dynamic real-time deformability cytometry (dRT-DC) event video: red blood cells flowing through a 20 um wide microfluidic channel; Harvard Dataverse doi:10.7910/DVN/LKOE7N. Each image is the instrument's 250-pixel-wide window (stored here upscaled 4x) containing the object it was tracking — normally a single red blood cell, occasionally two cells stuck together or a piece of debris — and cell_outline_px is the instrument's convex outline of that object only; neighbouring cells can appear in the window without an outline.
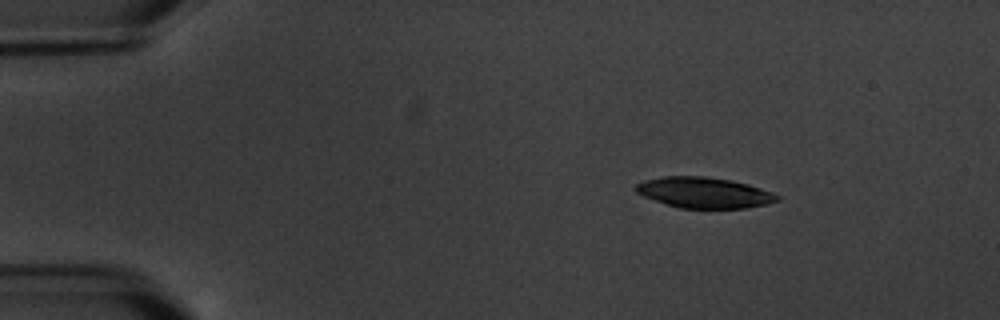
{"species": "common noctule bat (a hibernating species)", "species_latin": "Nyctalus noctula", "temperature_condition": "warm", "stored_images_in_passage": 5, "camera_frame_rate_fps": 3000, "um_per_image_px": 0.085, "animal": {"sex": "male", "body_mass_g": 20.1, "forearm_length_mm": 53.5}, "frame": {"image": 1, "passage_image": 2, "time_ms": 1.0, "image_size_px": [1000, 320], "cell_outline_px": [[780, 200], [764, 204], [744, 208], [680, 208], [644, 196], [636, 192], [636, 184], [644, 180], [664, 176], [708, 176], [732, 180], [748, 184], [772, 192], [780, 196]], "centroid_in_image_um": [59.87, 16.36], "position_along_channel_um": 25.1, "area_um2": 25.14}}
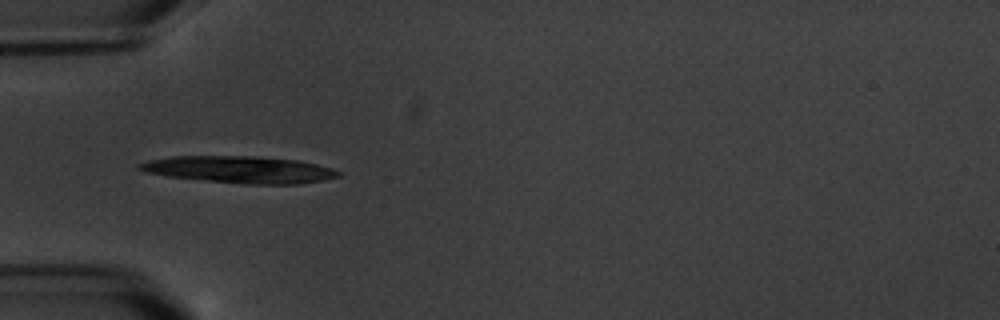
{"frame": {"image": 2, "passage_image": 4, "time_ms": 4.333, "image_size_px": [1000, 320], "cell_outline_px": [[340, 176], [324, 180], [300, 184], [248, 184], [168, 176], [144, 172], [136, 168], [136, 164], [148, 160], [172, 156], [256, 156], [300, 160], [332, 168], [340, 172]], "centroid_in_image_um": [20.37, 14.4], "position_along_channel_um": 64.6, "area_um2": 31.21}}